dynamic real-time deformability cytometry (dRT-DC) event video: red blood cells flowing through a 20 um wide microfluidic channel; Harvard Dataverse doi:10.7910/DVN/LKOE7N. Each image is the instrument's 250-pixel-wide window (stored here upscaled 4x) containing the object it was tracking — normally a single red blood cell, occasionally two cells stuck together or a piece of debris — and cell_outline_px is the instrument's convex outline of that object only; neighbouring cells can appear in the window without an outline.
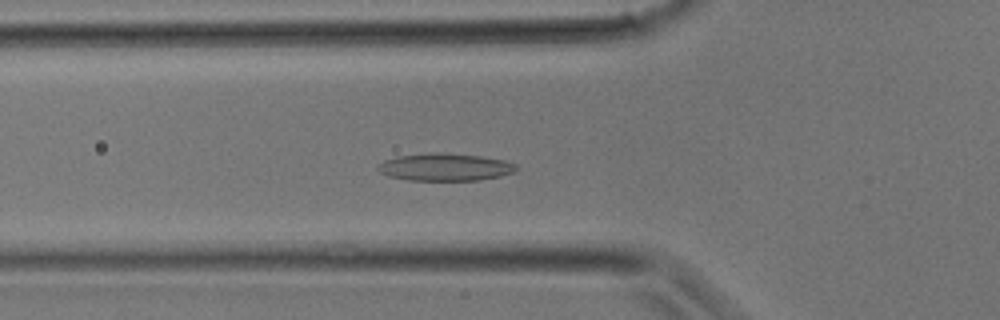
{"species": "common noctule bat (a hibernating species)", "species_latin": "Nyctalus noctula", "temperature_condition": "room temperature", "stored_images_in_passage": 30, "camera_frame_rate_fps": 3000, "um_per_image_px": 0.085, "animal": {"sex": "male", "body_mass_g": 17.9}, "frame": {"image": 1, "passage_image": 8, "time_ms": 2.333, "image_size_px": [1000, 320], "cell_outline_px": [[520, 168], [512, 172], [500, 176], [480, 180], [408, 180], [388, 176], [380, 172], [376, 168], [384, 160], [396, 156], [432, 152], [436, 152], [480, 156], [504, 160], [516, 164]], "centroid_in_image_um": [37.82, 14.2], "position_along_channel_um": 88.0, "area_um2": 22.14}}
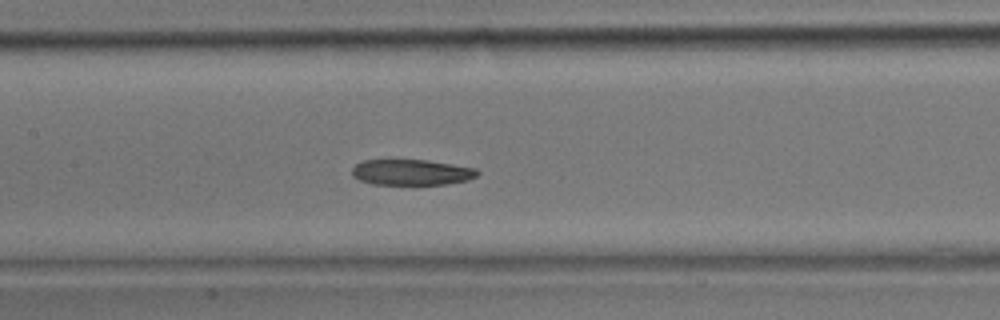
{"frame": {"image": 2, "passage_image": 12, "time_ms": 3.667, "image_size_px": [1000, 320], "cell_outline_px": [[480, 172], [476, 176], [468, 180], [444, 184], [372, 184], [360, 180], [352, 176], [352, 168], [356, 164], [364, 160], [428, 160], [476, 168]], "centroid_in_image_um": [34.98, 14.64], "position_along_channel_um": 172.4, "area_um2": 18.73}}
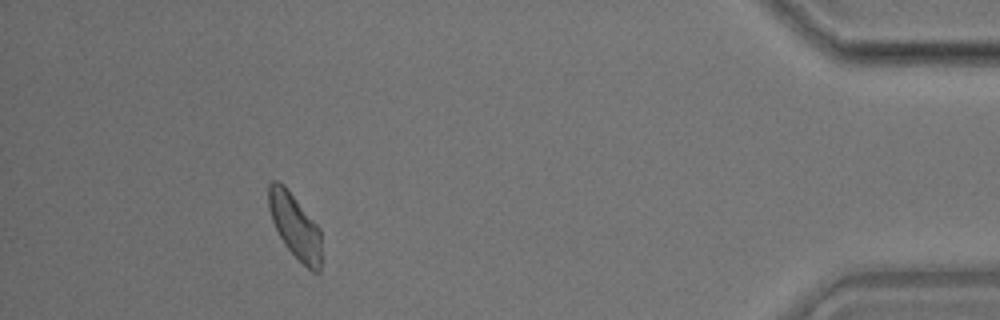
{"frame": {"image": 3, "passage_image": 26, "time_ms": 8.333, "image_size_px": [1000, 320], "cell_outline_px": [[320, 272], [312, 272], [284, 244], [272, 220], [268, 208], [268, 184], [272, 180], [276, 180], [284, 184], [320, 228]], "centroid_in_image_um": [25.05, 19.17], "position_along_channel_um": 410.1, "area_um2": 19.65}}